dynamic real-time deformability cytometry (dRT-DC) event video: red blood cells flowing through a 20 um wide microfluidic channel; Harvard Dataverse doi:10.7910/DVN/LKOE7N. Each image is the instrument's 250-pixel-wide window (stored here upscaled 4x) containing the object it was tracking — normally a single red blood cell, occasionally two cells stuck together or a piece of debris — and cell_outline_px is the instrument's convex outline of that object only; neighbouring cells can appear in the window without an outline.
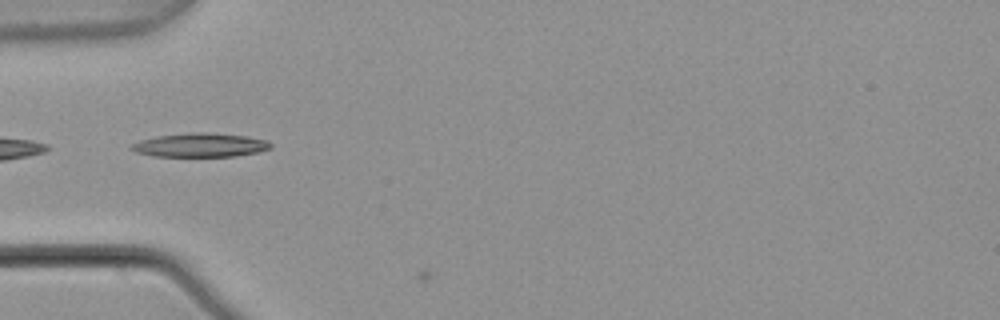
{"species": "common noctule bat (a hibernating species)", "species_latin": "Nyctalus noctula", "temperature_condition": "warm", "stored_images_in_passage": 5, "camera_frame_rate_fps": 3000, "um_per_image_px": 0.085, "animal": {"sex": "male", "body_mass_g": 21.5, "forearm_length_mm": 52.0}, "frame": {"image": 1, "passage_image": 5, "time_ms": 1.333, "image_size_px": [1000, 320], "cell_outline_px": [[272, 148], [260, 152], [236, 156], [156, 156], [136, 152], [128, 148], [128, 144], [140, 140], [156, 136], [196, 132], [208, 132], [248, 136], [268, 140], [272, 144]], "centroid_in_image_um": [17.03, 12.33], "position_along_channel_um": 68.0, "area_um2": 19.59}}